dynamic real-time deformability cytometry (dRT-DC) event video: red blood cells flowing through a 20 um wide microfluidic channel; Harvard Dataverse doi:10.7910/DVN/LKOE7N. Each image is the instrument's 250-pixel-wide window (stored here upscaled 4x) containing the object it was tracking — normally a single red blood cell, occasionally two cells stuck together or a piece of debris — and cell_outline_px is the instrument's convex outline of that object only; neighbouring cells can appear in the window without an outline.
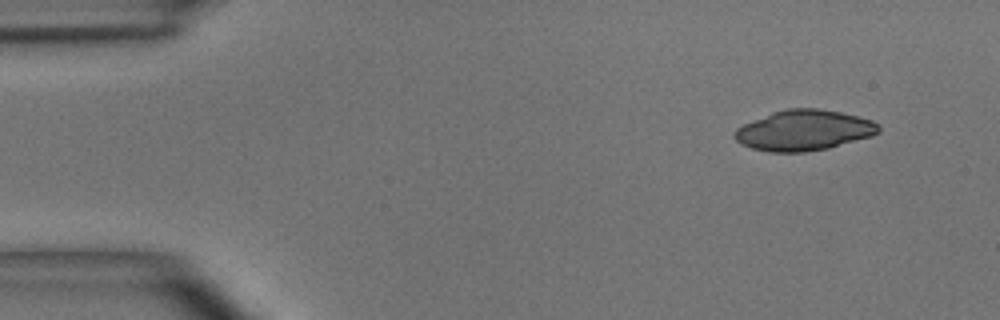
{"species": "common noctule bat (a hibernating species)", "species_latin": "Nyctalus noctula", "temperature_condition": "room temperature", "stored_images_in_passage": 46, "camera_frame_rate_fps": 3000, "um_per_image_px": 0.085, "animal": {"sex": "male", "body_mass_g": 15.6}, "frame": {"image": 1, "passage_image": 1, "time_ms": 0.0, "image_size_px": [1000, 320], "cell_outline_px": [[880, 132], [872, 136], [828, 148], [804, 152], [768, 152], [752, 148], [740, 144], [732, 136], [732, 132], [736, 128], [744, 124], [772, 112], [788, 108], [816, 108], [840, 112], [872, 120], [880, 128]], "centroid_in_image_um": [68.29, 11.08], "position_along_channel_um": 16.7, "area_um2": 33.99}}